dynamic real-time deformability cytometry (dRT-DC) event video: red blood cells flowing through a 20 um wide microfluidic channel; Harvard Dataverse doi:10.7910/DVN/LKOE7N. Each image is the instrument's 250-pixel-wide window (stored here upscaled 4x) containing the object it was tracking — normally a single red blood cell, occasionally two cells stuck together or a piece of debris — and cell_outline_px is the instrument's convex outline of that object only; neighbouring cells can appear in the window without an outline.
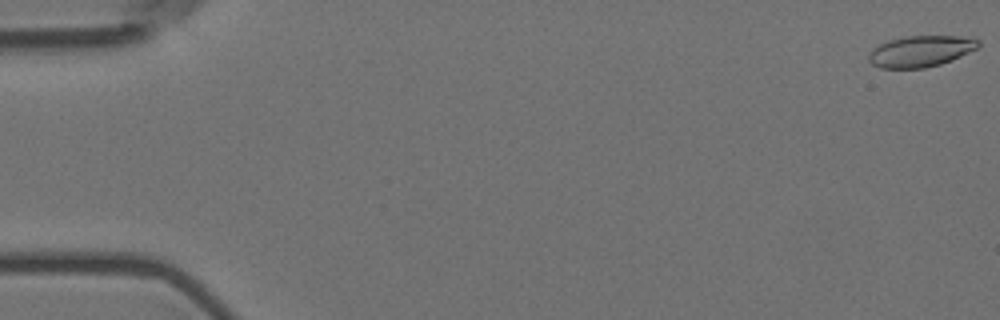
{"species": "Egyptian fruit bat (a non-hibernating species)", "species_latin": "Rousettus aegyptiacus", "temperature_condition": "room temperature", "stored_images_in_passage": 59, "camera_frame_rate_fps": 3000, "um_per_image_px": 0.085, "animal": {"sex": "female"}, "frame": {"image": 1, "passage_image": 1, "time_ms": 0.0, "image_size_px": [1000, 320], "cell_outline_px": [[980, 44], [976, 48], [952, 60], [940, 64], [924, 68], [880, 68], [872, 64], [868, 60], [868, 56], [872, 48], [888, 40], [908, 36], [972, 36], [980, 40]], "centroid_in_image_um": [78.26, 4.34], "position_along_channel_um": 6.7, "area_um2": 20.0}}
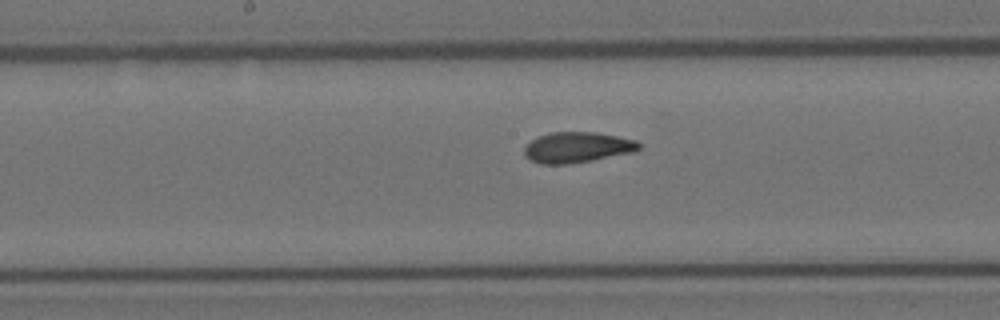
{"frame": {"image": 2, "passage_image": 30, "time_ms": 9.667, "image_size_px": [1000, 320], "cell_outline_px": [[640, 148], [632, 152], [592, 160], [568, 164], [540, 164], [528, 160], [524, 156], [524, 148], [532, 140], [540, 136], [552, 132], [596, 132], [636, 140], [640, 144]], "centroid_in_image_um": [49.03, 12.53], "position_along_channel_um": 199.2, "area_um2": 20.35}}
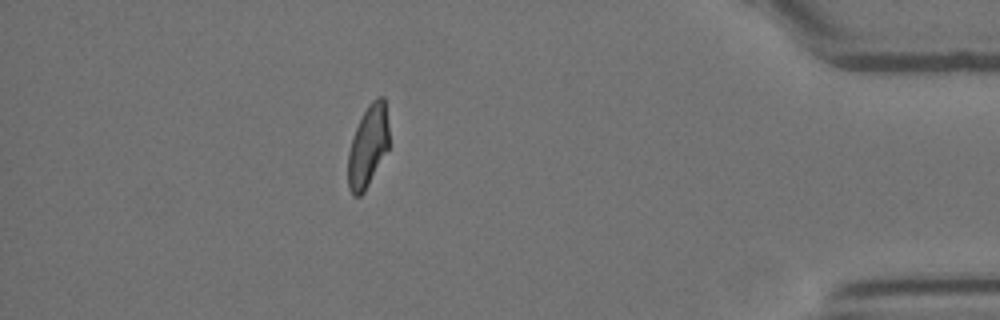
{"frame": {"image": 3, "passage_image": 51, "time_ms": 16.667, "image_size_px": [1000, 320], "cell_outline_px": [[388, 148], [364, 192], [360, 196], [352, 196], [348, 188], [348, 152], [352, 136], [368, 104], [376, 96], [384, 96], [388, 124]], "centroid_in_image_um": [31.26, 12.42], "position_along_channel_um": 403.9, "area_um2": 19.42}}